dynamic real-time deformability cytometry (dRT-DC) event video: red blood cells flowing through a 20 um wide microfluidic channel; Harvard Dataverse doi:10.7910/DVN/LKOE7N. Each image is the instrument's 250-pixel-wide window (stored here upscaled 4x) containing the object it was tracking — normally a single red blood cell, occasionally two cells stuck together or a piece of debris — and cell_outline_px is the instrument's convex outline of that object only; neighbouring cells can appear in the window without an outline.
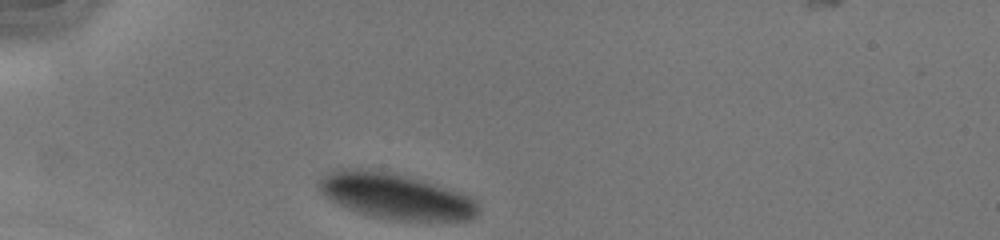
{"species": "human", "species_latin": "Homo sapiens", "temperature_condition": "cold", "stored_images_in_passage": 28, "camera_frame_rate_fps": 3000, "um_per_image_px": 0.085, "donor": {"sex": "male"}, "frame": {"image": 1, "passage_image": 1, "time_ms": 0.0, "image_size_px": [1000, 240], "cell_outline_px": [[480, 212], [472, 220], [388, 220], [368, 216], [356, 212], [336, 204], [328, 200], [320, 192], [316, 184], [324, 176], [340, 168], [356, 168], [384, 172], [432, 184], [460, 192], [476, 200], [480, 204]], "centroid_in_image_um": [33.6, 16.72], "position_along_channel_um": 51.4, "area_um2": 42.19}}
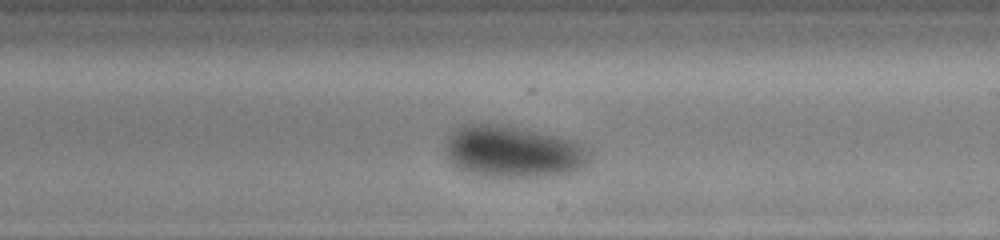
{"frame": {"image": 2, "passage_image": 17, "time_ms": 5.333, "image_size_px": [1000, 240], "cell_outline_px": [[592, 156], [588, 164], [572, 172], [544, 176], [484, 176], [468, 172], [452, 164], [448, 160], [444, 148], [448, 136], [452, 128], [460, 124], [480, 120], [504, 124], [524, 128], [560, 136], [576, 140], [584, 144], [592, 152]], "centroid_in_image_um": [43.59, 12.82], "position_along_channel_um": 245.4, "area_um2": 44.97}}
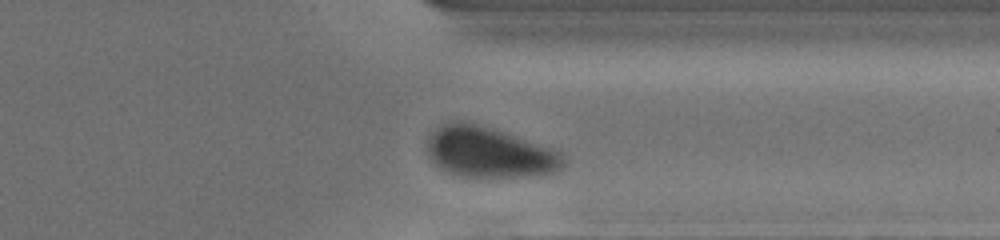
{"frame": {"image": 3, "passage_image": 26, "time_ms": 8.333, "image_size_px": [1000, 240], "cell_outline_px": [[568, 164], [560, 172], [548, 176], [460, 176], [448, 172], [440, 168], [432, 160], [428, 152], [428, 136], [440, 124], [452, 120], [464, 120], [504, 132], [564, 152], [568, 160]], "centroid_in_image_um": [41.68, 12.95], "position_along_channel_um": 369.7, "area_um2": 40.86}, "authors_computed_cell_mechanics": {"area_um2": 44.5349, "velocity_mm_per_s": 4.1225, "shape_relaxation_time_tau1_ms": 7.6264, "shape_relaxation_time_tau2_ms": null, "deformation_change_tau1": 0.1196, "deformation_change_tau2": null}}